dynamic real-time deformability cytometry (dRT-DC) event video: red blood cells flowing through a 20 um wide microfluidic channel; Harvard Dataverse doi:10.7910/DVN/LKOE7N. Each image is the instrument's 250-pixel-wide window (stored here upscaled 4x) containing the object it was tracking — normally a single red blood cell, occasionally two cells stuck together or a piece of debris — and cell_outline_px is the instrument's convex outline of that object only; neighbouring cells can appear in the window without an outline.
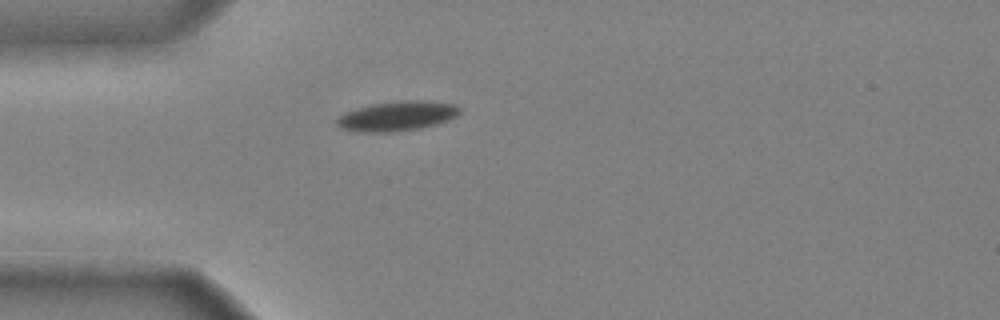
{"species": "common noctule bat (a hibernating species)", "species_latin": "Nyctalus noctula", "temperature_condition": "cold", "stored_images_in_passage": 31, "camera_frame_rate_fps": 3000, "um_per_image_px": 0.085, "animal": {"sex": "male", "body_mass_g": 20.4}, "frame": {"image": 1, "passage_image": 1, "time_ms": 0.0, "image_size_px": [1000, 320], "cell_outline_px": [[460, 112], [456, 116], [448, 120], [436, 124], [420, 128], [392, 132], [356, 132], [340, 128], [336, 124], [336, 120], [344, 112], [372, 104], [400, 100], [420, 100], [456, 104], [460, 108]], "centroid_in_image_um": [33.74, 9.86], "position_along_channel_um": 51.3, "area_um2": 21.33}}
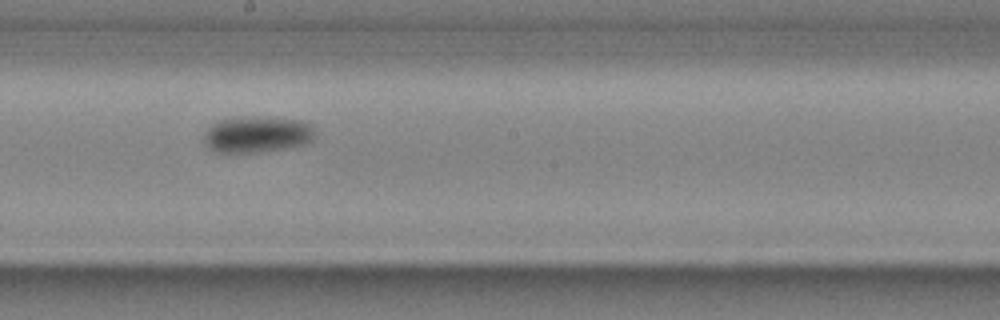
{"frame": {"image": 2, "passage_image": 15, "time_ms": 4.667, "image_size_px": [1000, 320], "cell_outline_px": [[312, 140], [308, 144], [288, 148], [260, 152], [216, 152], [204, 144], [204, 136], [208, 128], [212, 124], [220, 120], [304, 120], [312, 128]], "centroid_in_image_um": [21.85, 11.5], "position_along_channel_um": 226.4, "area_um2": 22.2}}
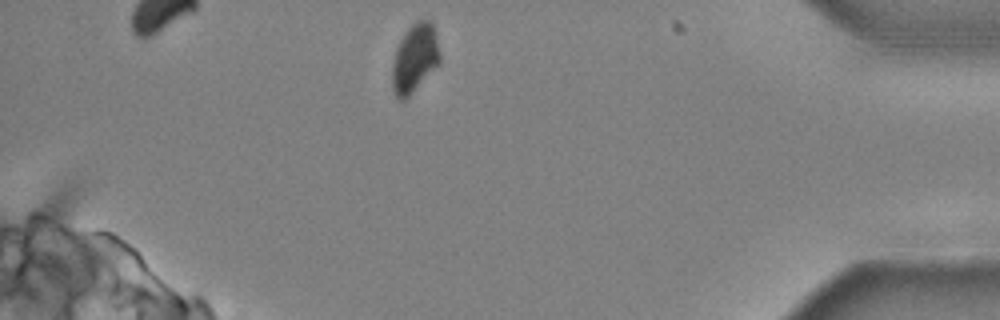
{"frame": {"image": 3, "passage_image": 31, "time_ms": 10.0, "image_size_px": [1000, 320], "cell_outline_px": [[440, 64], [404, 100], [400, 100], [396, 96], [392, 88], [392, 64], [396, 48], [400, 40], [408, 28], [416, 20], [428, 20], [432, 24], [440, 56]], "centroid_in_image_um": [35.23, 4.96], "position_along_channel_um": 400.0, "area_um2": 18.79}, "authors_computed_cell_mechanics": {"area_um2": 21.7328, "velocity_mm_per_s": 3.9439, "shape_relaxation_time_tau1_ms": 4.0785, "shape_relaxation_time_tau2_ms": null, "deformation_change_tau1": 0.1289, "deformation_change_tau2": null}}